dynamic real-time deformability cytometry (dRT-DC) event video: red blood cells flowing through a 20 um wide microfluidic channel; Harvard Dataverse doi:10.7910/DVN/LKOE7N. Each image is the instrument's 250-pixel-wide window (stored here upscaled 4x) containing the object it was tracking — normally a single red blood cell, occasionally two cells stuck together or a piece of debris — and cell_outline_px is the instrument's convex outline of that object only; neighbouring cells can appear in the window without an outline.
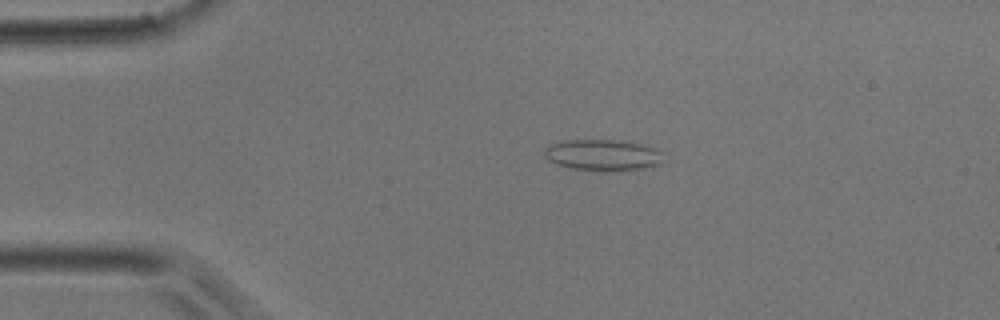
{"species": "common noctule bat (a hibernating species)", "species_latin": "Nyctalus noctula", "temperature_condition": "room temperature", "stored_images_in_passage": 4, "camera_frame_rate_fps": 3000, "um_per_image_px": 0.085, "animal": {"sex": "male", "body_mass_g": 17.9}, "frame": {"image": 1, "passage_image": 3, "time_ms": 0.667, "image_size_px": [1000, 320], "cell_outline_px": [[664, 164], [644, 168], [568, 168], [556, 164], [548, 160], [544, 156], [544, 148], [548, 144], [564, 140], [620, 140], [640, 144], [656, 148], [660, 152]], "centroid_in_image_um": [51.19, 13.13], "position_along_channel_um": 33.8, "area_um2": 20.98}}